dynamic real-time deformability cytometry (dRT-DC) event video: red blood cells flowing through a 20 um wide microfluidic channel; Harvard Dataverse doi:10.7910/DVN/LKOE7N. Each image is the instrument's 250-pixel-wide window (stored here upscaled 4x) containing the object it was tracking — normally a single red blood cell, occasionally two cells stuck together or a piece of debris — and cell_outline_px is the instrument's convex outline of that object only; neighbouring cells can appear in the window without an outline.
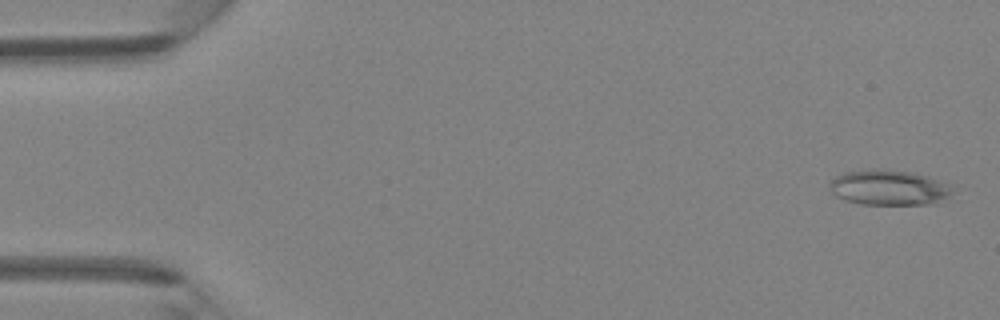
{"species": "Egyptian fruit bat (a non-hibernating species)", "species_latin": "Rousettus aegyptiacus", "temperature_condition": "room temperature", "stored_images_in_passage": 47, "camera_frame_rate_fps": 3000, "um_per_image_px": 0.085, "animal": {"sex": "female"}, "frame": {"image": 1, "passage_image": 2, "time_ms": 0.333, "image_size_px": [1000, 320], "cell_outline_px": [[952, 192], [948, 196], [936, 204], [860, 204], [844, 200], [836, 196], [828, 188], [828, 184], [836, 176], [844, 172], [876, 168], [880, 168], [912, 172], [928, 176], [952, 188]], "centroid_in_image_um": [75.49, 15.94], "position_along_channel_um": 9.5, "area_um2": 25.26}}
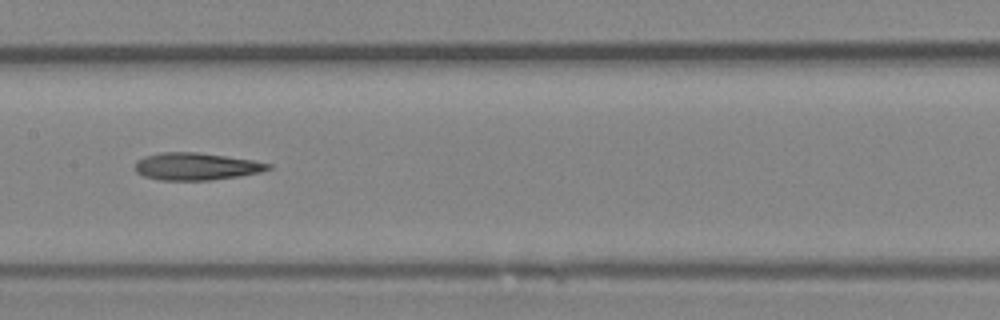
{"frame": {"image": 2, "passage_image": 24, "time_ms": 7.667, "image_size_px": [1000, 320], "cell_outline_px": [[272, 168], [260, 172], [240, 176], [212, 180], [160, 180], [144, 176], [136, 172], [132, 168], [136, 160], [144, 156], [160, 152], [196, 152], [252, 160], [272, 164]], "centroid_in_image_um": [16.62, 14.15], "position_along_channel_um": 190.8, "area_um2": 21.33}}
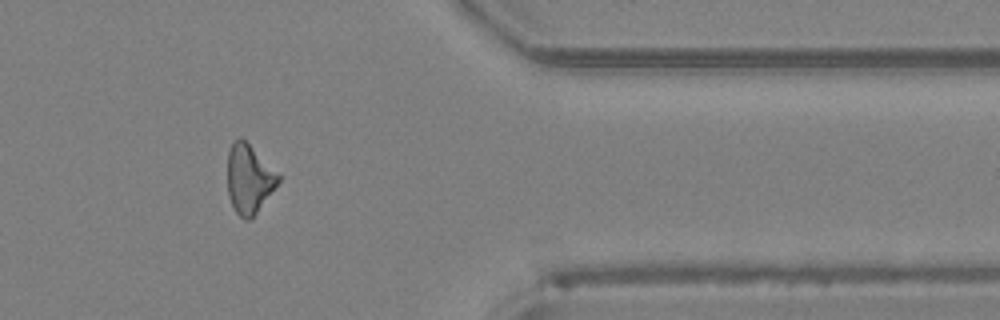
{"frame": {"image": 3, "passage_image": 39, "time_ms": 12.667, "image_size_px": [1000, 320], "cell_outline_px": [[280, 180], [252, 220], [244, 220], [236, 212], [228, 196], [228, 152], [232, 144], [240, 136], [280, 176]], "centroid_in_image_um": [21.15, 15.26], "position_along_channel_um": 390.2, "area_um2": 20.0}, "authors_computed_cell_mechanics": {"area_um2": 21.5016, "velocity_mm_per_s": 4.3784, "shape_relaxation_time_tau1_ms": 4.9463, "shape_relaxation_time_tau2_ms": 5.9411, "deformation_change_tau1": 0.1536, "deformation_change_tau2": 0.2131}}